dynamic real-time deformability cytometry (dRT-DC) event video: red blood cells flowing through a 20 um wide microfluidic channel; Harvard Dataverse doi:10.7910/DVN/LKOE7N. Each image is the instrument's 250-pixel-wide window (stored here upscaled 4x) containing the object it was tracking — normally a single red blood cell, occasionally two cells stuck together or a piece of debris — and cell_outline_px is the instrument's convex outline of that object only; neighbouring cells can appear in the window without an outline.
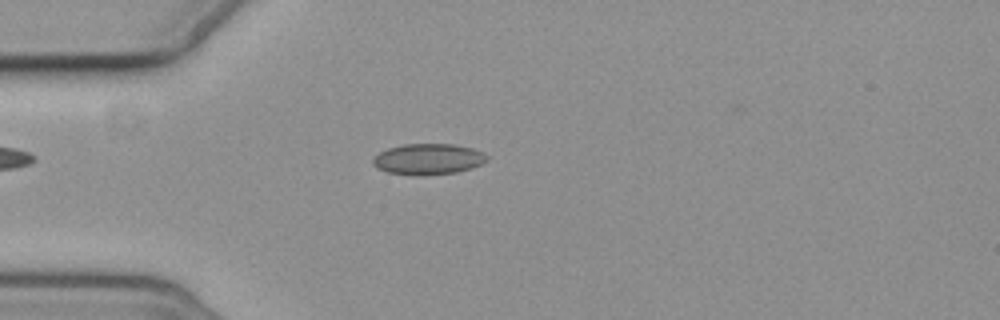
{"species": "common noctule bat (a hibernating species)", "species_latin": "Nyctalus noctula", "temperature_condition": "cold", "stored_images_in_passage": 3, "camera_frame_rate_fps": 3000, "um_per_image_px": 0.085, "animal": {"sex": "female", "body_mass_g": 19.3, "forearm_length_mm": 54.1}, "frame": {"image": 1, "passage_image": 1, "time_ms": 0.0, "image_size_px": [1000, 320], "cell_outline_px": [[492, 156], [488, 160], [472, 168], [456, 172], [416, 176], [388, 172], [376, 168], [372, 164], [372, 160], [380, 152], [388, 148], [404, 144], [456, 144], [472, 148], [484, 152]], "centroid_in_image_um": [36.43, 13.52], "position_along_channel_um": 48.6, "area_um2": 20.75}}
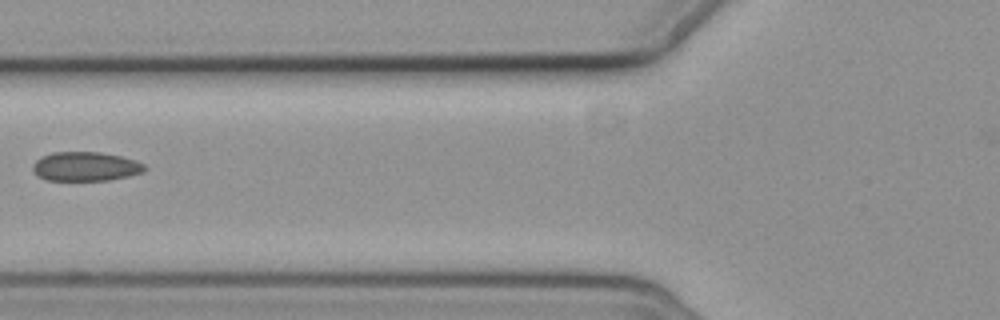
{"frame": {"image": 2, "passage_image": 3, "time_ms": 2.333, "image_size_px": [1000, 320], "cell_outline_px": [[148, 168], [144, 172], [128, 176], [108, 180], [48, 180], [40, 176], [32, 168], [32, 164], [40, 156], [52, 152], [100, 152], [120, 156], [136, 160], [144, 164]], "centroid_in_image_um": [7.3, 14.14], "position_along_channel_um": 118.5, "area_um2": 19.02}}